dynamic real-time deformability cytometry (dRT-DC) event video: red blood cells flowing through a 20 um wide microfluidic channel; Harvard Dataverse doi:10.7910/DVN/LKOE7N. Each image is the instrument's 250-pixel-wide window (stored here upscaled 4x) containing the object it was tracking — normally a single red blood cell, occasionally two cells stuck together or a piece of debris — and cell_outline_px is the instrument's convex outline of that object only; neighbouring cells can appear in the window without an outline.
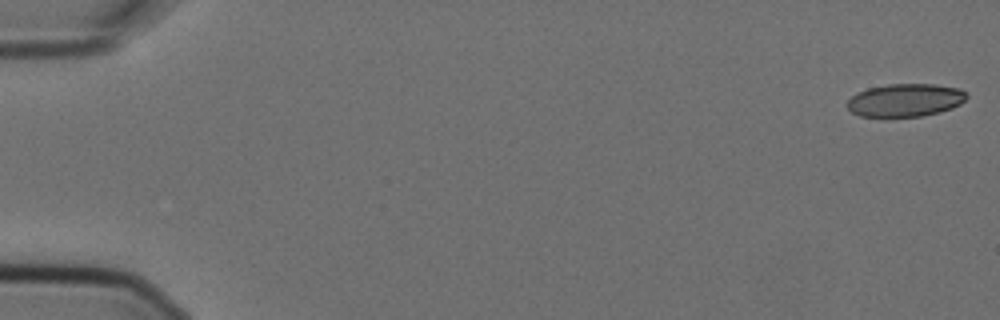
{"species": "Egyptian fruit bat (a non-hibernating species)", "species_latin": "Rousettus aegyptiacus", "temperature_condition": "cold", "stored_images_in_passage": 5, "camera_frame_rate_fps": 3000, "um_per_image_px": 0.085, "animal": {"sex": "female"}, "frame": {"image": 1, "passage_image": 1, "time_ms": 0.0, "image_size_px": [1000, 320], "cell_outline_px": [[968, 96], [960, 104], [952, 108], [940, 112], [920, 116], [860, 116], [852, 112], [848, 108], [848, 100], [856, 92], [868, 88], [888, 84], [936, 84], [960, 88]], "centroid_in_image_um": [76.96, 8.5], "position_along_channel_um": 8.0, "area_um2": 22.83}}
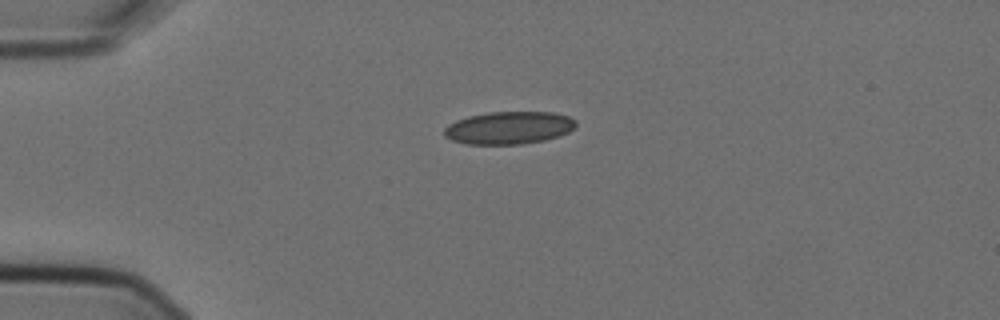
{"frame": {"image": 2, "passage_image": 4, "time_ms": 1.0, "image_size_px": [1000, 320], "cell_outline_px": [[576, 124], [568, 132], [544, 140], [520, 144], [468, 144], [452, 140], [444, 136], [444, 128], [448, 124], [456, 120], [468, 116], [488, 112], [552, 112], [568, 116], [576, 120]], "centroid_in_image_um": [43.22, 10.85], "position_along_channel_um": 41.8, "area_um2": 24.91}}
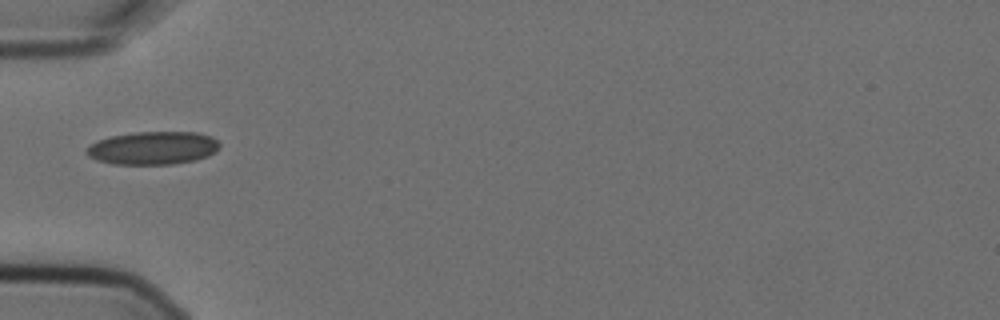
{"frame": {"image": 3, "passage_image": 5, "time_ms": 1.333, "image_size_px": [1000, 320], "cell_outline_px": [[220, 148], [216, 152], [208, 156], [196, 160], [172, 164], [112, 164], [96, 160], [88, 156], [84, 152], [88, 144], [96, 140], [112, 136], [132, 132], [196, 132], [212, 136], [220, 144]], "centroid_in_image_um": [12.98, 12.58], "position_along_channel_um": 72.0, "area_um2": 26.01}}